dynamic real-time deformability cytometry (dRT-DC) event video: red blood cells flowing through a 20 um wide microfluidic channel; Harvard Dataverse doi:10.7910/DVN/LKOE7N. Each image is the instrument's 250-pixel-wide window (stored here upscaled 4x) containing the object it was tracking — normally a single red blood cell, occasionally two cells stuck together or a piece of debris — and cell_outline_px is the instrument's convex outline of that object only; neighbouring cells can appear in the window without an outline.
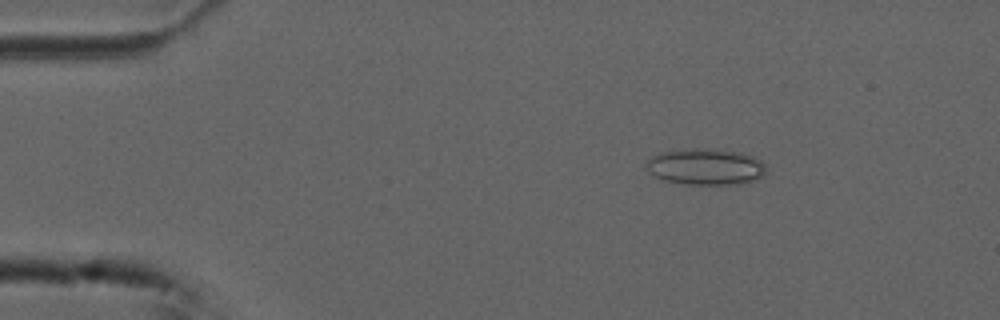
{"species": "common noctule bat (a hibernating species)", "species_latin": "Nyctalus noctula", "temperature_condition": "cold", "stored_images_in_passage": 55, "camera_frame_rate_fps": 3000, "um_per_image_px": 0.085, "animal": {"sex": "male", "forearm_length_mm": 52.5}, "frame": {"image": 1, "passage_image": 9, "time_ms": 2.667, "image_size_px": [1000, 320], "cell_outline_px": [[764, 176], [740, 184], [684, 184], [664, 180], [648, 172], [644, 168], [644, 164], [652, 156], [660, 152], [692, 148], [708, 148], [740, 152], [756, 156], [764, 164]], "centroid_in_image_um": [59.95, 14.16], "position_along_channel_um": 25.1, "area_um2": 25.55}}
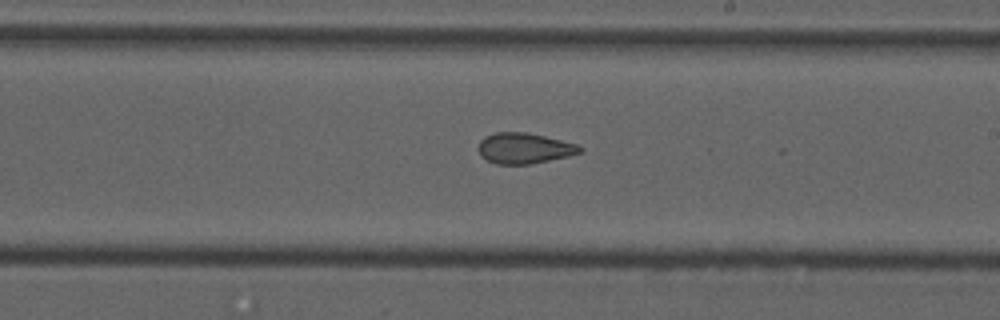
{"frame": {"image": 2, "passage_image": 32, "time_ms": 10.333, "image_size_px": [1000, 320], "cell_outline_px": [[584, 148], [580, 152], [568, 156], [528, 164], [496, 164], [480, 156], [476, 148], [480, 140], [484, 136], [496, 132], [524, 132], [544, 136], [576, 144]], "centroid_in_image_um": [44.49, 12.59], "position_along_channel_um": 244.5, "area_um2": 18.09}}
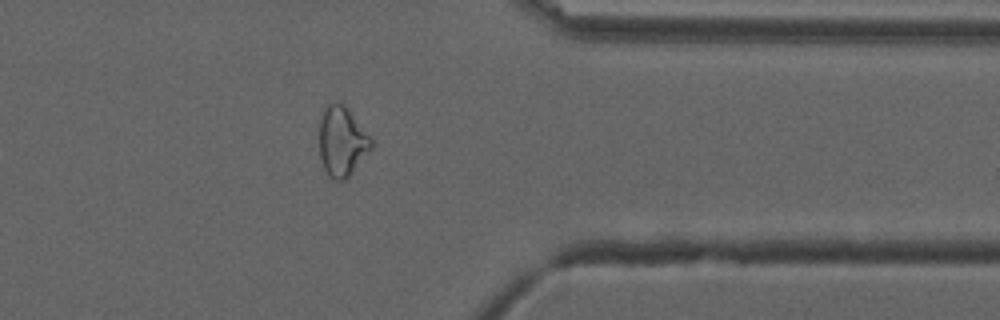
{"frame": {"image": 3, "passage_image": 44, "time_ms": 14.333, "image_size_px": [1000, 320], "cell_outline_px": [[376, 144], [352, 172], [344, 180], [332, 180], [328, 176], [324, 168], [320, 156], [320, 112], [328, 104], [336, 100], [344, 104], [348, 108]], "centroid_in_image_um": [29.07, 11.99], "position_along_channel_um": 382.3, "area_um2": 21.39}, "authors_computed_cell_mechanics": {"area_um2": 21.386, "velocity_mm_per_s": 3.7453, "shape_relaxation_time_tau1_ms": null, "shape_relaxation_time_tau2_ms": 2.3422, "deformation_change_tau1": null, "deformation_change_tau2": 0.0727}}